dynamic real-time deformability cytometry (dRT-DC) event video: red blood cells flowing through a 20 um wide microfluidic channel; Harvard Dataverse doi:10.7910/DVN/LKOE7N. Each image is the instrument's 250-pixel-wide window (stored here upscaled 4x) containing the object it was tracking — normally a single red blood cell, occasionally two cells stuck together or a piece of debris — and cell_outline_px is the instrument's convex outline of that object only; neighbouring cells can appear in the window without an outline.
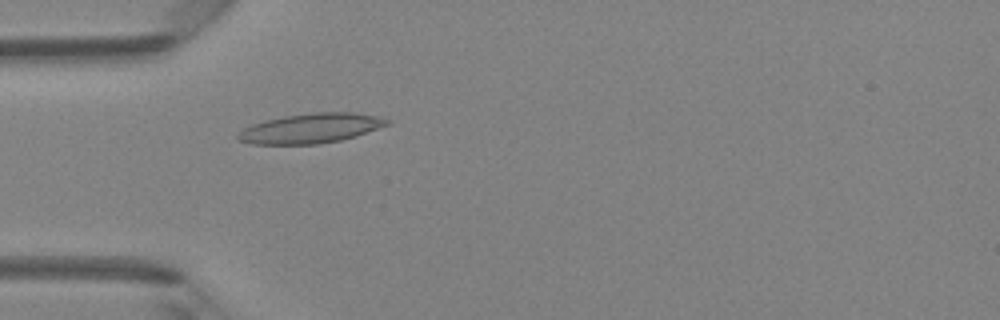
{"species": "Egyptian fruit bat (a non-hibernating species)", "species_latin": "Rousettus aegyptiacus", "temperature_condition": "room temperature", "stored_images_in_passage": 48, "camera_frame_rate_fps": 3000, "um_per_image_px": 0.085, "animal": {"sex": "female"}, "frame": {"image": 1, "passage_image": 15, "time_ms": 4.667, "image_size_px": [1000, 320], "cell_outline_px": [[392, 120], [388, 124], [356, 136], [340, 140], [320, 144], [252, 144], [240, 140], [236, 136], [244, 128], [252, 124], [264, 120], [284, 116], [312, 112], [352, 112], [376, 116]], "centroid_in_image_um": [26.41, 10.9], "position_along_channel_um": 58.6, "area_um2": 25.72}}
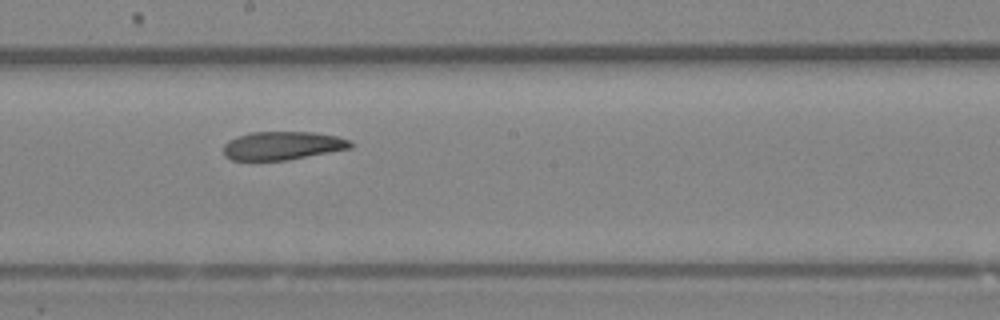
{"frame": {"image": 2, "passage_image": 27, "time_ms": 8.667, "image_size_px": [1000, 320], "cell_outline_px": [[352, 148], [288, 160], [232, 160], [224, 156], [224, 144], [228, 140], [236, 136], [252, 132], [312, 132], [336, 136], [352, 140]], "centroid_in_image_um": [24.01, 12.38], "position_along_channel_um": 224.2, "area_um2": 21.1}}
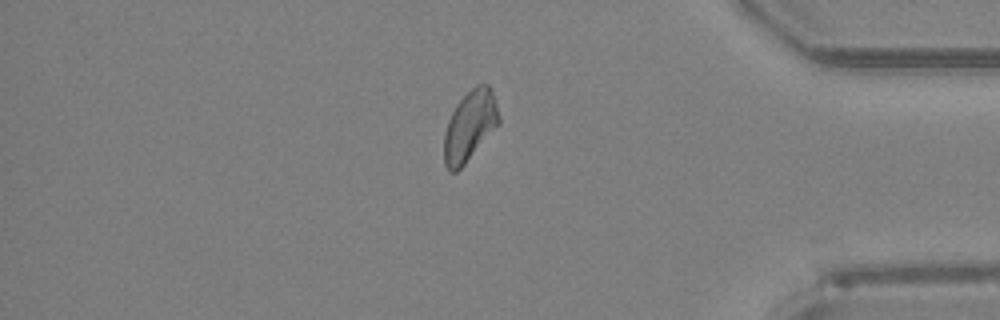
{"frame": {"image": 3, "passage_image": 41, "time_ms": 13.333, "image_size_px": [1000, 320], "cell_outline_px": [[500, 124], [464, 164], [456, 172], [448, 172], [444, 164], [444, 132], [448, 120], [456, 104], [476, 84], [488, 84], [492, 88], [500, 116]], "centroid_in_image_um": [39.94, 10.7], "position_along_channel_um": 395.3, "area_um2": 22.6}, "authors_computed_cell_mechanics": {"area_um2": 22.7443, "velocity_mm_per_s": 4.249, "shape_relaxation_time_tau1_ms": null, "shape_relaxation_time_tau2_ms": 4.4595, "deformation_change_tau1": null, "deformation_change_tau2": 0.1096}}